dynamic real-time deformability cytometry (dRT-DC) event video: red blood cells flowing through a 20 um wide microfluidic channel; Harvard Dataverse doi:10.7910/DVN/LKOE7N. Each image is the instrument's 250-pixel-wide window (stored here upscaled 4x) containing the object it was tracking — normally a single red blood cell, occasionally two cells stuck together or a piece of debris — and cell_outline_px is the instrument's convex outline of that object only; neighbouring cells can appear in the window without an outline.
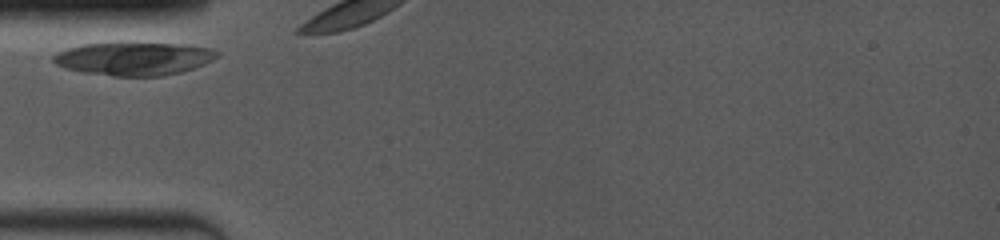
{"species": "common noctule bat (a hibernating species)", "species_latin": "Nyctalus noctula", "temperature_condition": "room temperature", "stored_images_in_passage": 3, "camera_frame_rate_fps": 4000, "um_per_image_px": 0.085, "animal": {"sex": "female", "body_mass_g": 19.0, "forearm_length_mm": 53.3}, "frame": {"image": 1, "passage_image": 1, "time_ms": 0.0, "image_size_px": [1000, 240], "cell_outline_px": [[220, 56], [204, 64], [180, 72], [160, 76], [112, 76], [84, 72], [64, 68], [56, 64], [52, 60], [52, 56], [56, 52], [68, 48], [84, 44], [120, 40], [184, 44], [212, 48], [220, 52]], "centroid_in_image_um": [11.37, 4.94], "position_along_channel_um": 73.6, "area_um2": 32.71}}